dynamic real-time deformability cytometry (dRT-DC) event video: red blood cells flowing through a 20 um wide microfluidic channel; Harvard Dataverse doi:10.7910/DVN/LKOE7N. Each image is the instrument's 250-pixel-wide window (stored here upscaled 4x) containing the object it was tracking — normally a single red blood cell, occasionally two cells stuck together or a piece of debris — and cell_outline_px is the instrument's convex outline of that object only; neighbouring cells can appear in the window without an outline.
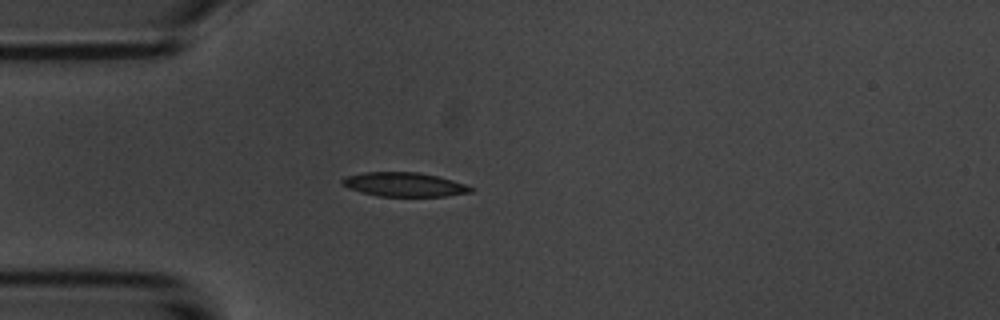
{"species": "common noctule bat (a hibernating species)", "species_latin": "Nyctalus noctula", "temperature_condition": "room temperature", "stored_images_in_passage": 6, "camera_frame_rate_fps": 3000, "um_per_image_px": 0.085, "animal": {"sex": "male", "body_mass_g": 20.1, "forearm_length_mm": 53.5}, "frame": {"image": 1, "passage_image": 5, "time_ms": 4.667, "image_size_px": [1000, 320], "cell_outline_px": [[476, 188], [472, 192], [444, 196], [376, 196], [360, 192], [348, 188], [340, 184], [340, 180], [348, 176], [364, 172], [420, 172], [452, 180]], "centroid_in_image_um": [34.34, 15.68], "position_along_channel_um": 50.7, "area_um2": 18.09}}